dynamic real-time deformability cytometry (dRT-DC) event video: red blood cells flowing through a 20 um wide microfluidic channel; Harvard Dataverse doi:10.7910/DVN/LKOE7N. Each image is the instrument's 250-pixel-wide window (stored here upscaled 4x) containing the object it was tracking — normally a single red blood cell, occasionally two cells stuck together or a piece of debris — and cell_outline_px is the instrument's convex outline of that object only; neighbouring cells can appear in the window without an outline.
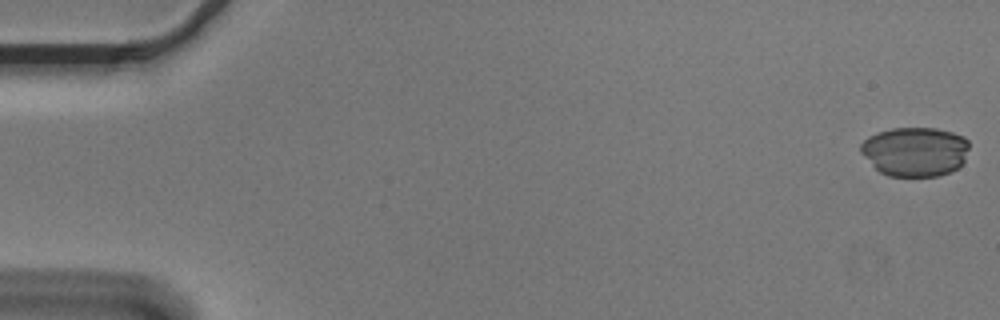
{"species": "Egyptian fruit bat (a non-hibernating species)", "species_latin": "Rousettus aegyptiacus", "temperature_condition": "cold", "stored_images_in_passage": 55, "camera_frame_rate_fps": 3000, "um_per_image_px": 0.085, "animal": {"sex": "male"}, "frame": {"image": 1, "passage_image": 1, "time_ms": 0.0, "image_size_px": [1000, 320], "cell_outline_px": [[968, 148], [964, 160], [952, 172], [940, 176], [888, 176], [880, 172], [860, 152], [860, 144], [868, 136], [892, 128], [936, 128], [952, 132], [964, 136], [968, 140]], "centroid_in_image_um": [77.78, 12.88], "position_along_channel_um": 7.2, "area_um2": 31.21}}
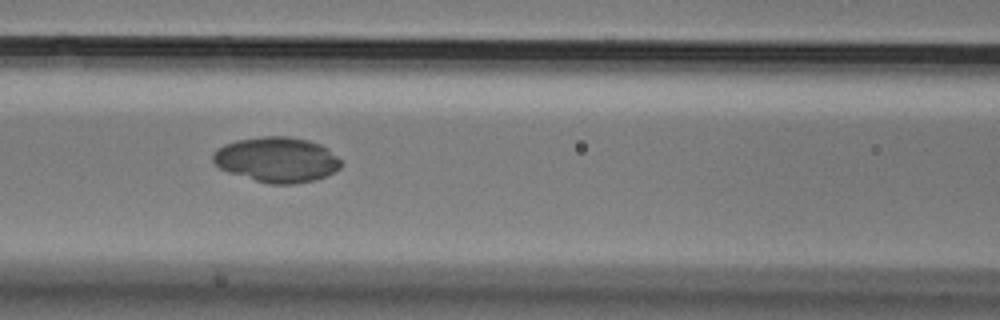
{"frame": {"image": 2, "passage_image": 24, "time_ms": 7.667, "image_size_px": [1000, 320], "cell_outline_px": [[344, 164], [340, 168], [316, 180], [296, 184], [268, 184], [228, 172], [220, 168], [212, 160], [212, 152], [216, 148], [224, 144], [236, 140], [264, 136], [288, 136], [308, 140], [320, 144], [328, 148]], "centroid_in_image_um": [23.52, 13.57], "position_along_channel_um": 143.1, "area_um2": 33.93}}
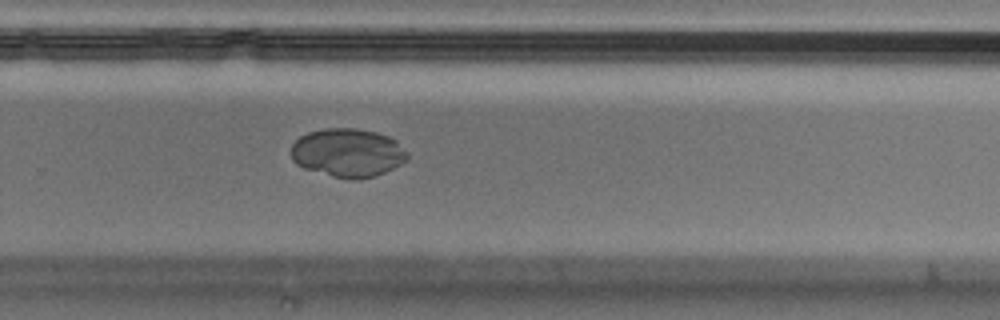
{"frame": {"image": 3, "passage_image": 37, "time_ms": 12.0, "image_size_px": [1000, 320], "cell_outline_px": [[408, 160], [384, 172], [372, 176], [356, 180], [352, 180], [332, 176], [304, 168], [296, 164], [292, 160], [292, 144], [300, 136], [308, 132], [324, 128], [356, 128], [376, 132], [388, 136], [396, 140], [408, 152]], "centroid_in_image_um": [29.56, 12.98], "position_along_channel_um": 300.2, "area_um2": 32.95}}